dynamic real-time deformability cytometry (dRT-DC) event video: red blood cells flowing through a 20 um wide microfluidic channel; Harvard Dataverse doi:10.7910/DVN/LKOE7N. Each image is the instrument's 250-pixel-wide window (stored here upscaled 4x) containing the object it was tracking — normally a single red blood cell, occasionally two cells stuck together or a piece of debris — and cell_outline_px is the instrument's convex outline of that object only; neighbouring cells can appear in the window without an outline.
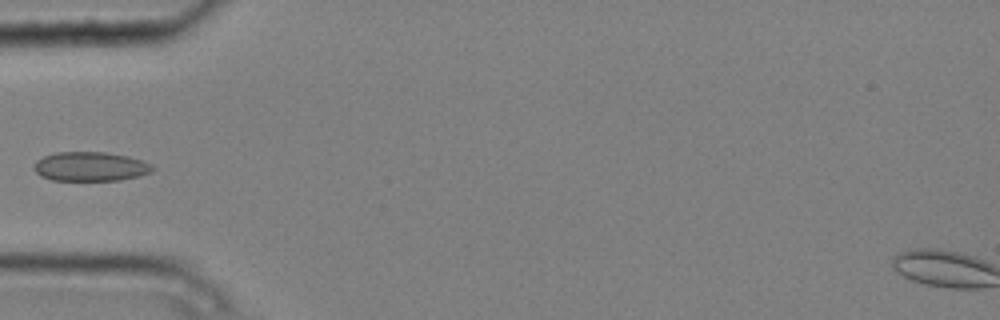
{"species": "common noctule bat (a hibernating species)", "species_latin": "Nyctalus noctula", "temperature_condition": "cold", "stored_images_in_passage": 3, "camera_frame_rate_fps": 3000, "um_per_image_px": 0.085, "animal": {"sex": "male", "body_mass_g": 20.4}, "frame": {"image": 1, "passage_image": 2, "time_ms": 0.333, "image_size_px": [1000, 320], "cell_outline_px": [[156, 168], [152, 172], [140, 176], [120, 180], [52, 180], [40, 176], [32, 168], [36, 160], [44, 156], [56, 152], [104, 152], [128, 156], [152, 164]], "centroid_in_image_um": [7.69, 14.15], "position_along_channel_um": 77.3, "area_um2": 20.35}}
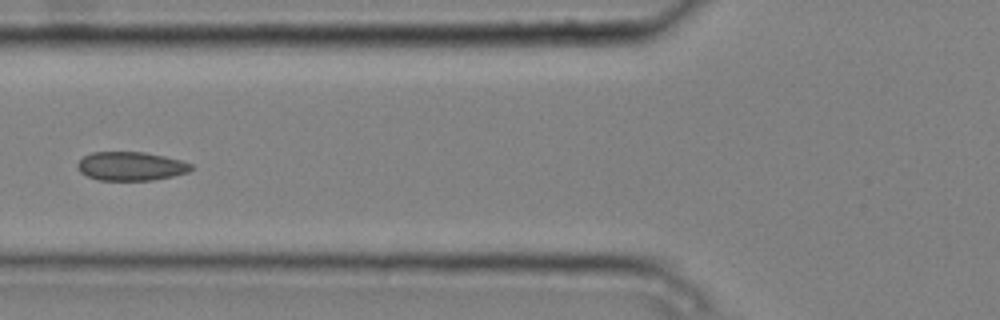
{"frame": {"image": 2, "passage_image": 3, "time_ms": 0.667, "image_size_px": [1000, 320], "cell_outline_px": [[192, 168], [188, 172], [172, 176], [152, 180], [100, 180], [88, 176], [80, 172], [76, 168], [76, 164], [84, 156], [92, 152], [144, 152], [164, 156], [180, 160], [192, 164]], "centroid_in_image_um": [11.1, 14.12], "position_along_channel_um": 114.7, "area_um2": 18.96}}